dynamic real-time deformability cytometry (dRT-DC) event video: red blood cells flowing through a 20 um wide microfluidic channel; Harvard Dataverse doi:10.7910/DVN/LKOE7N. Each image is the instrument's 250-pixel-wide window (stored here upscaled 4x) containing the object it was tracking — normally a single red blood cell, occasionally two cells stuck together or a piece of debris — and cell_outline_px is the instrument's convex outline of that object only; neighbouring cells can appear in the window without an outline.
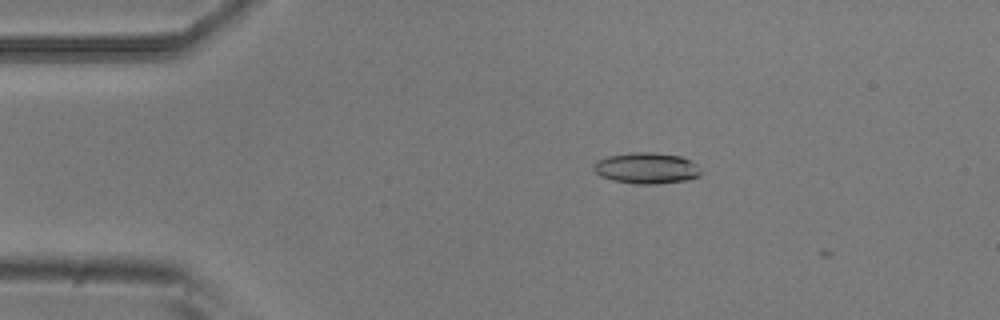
{"species": "common noctule bat (a hibernating species)", "species_latin": "Nyctalus noctula", "temperature_condition": "room temperature", "stored_images_in_passage": 3, "camera_frame_rate_fps": 3000, "um_per_image_px": 0.085, "animal": {"sex": "male", "body_mass_g": 20.5, "forearm_length_mm": 52.5}, "frame": {"image": 1, "passage_image": 2, "time_ms": 0.333, "image_size_px": [1000, 320], "cell_outline_px": [[704, 172], [700, 176], [688, 180], [656, 184], [636, 184], [612, 180], [600, 176], [592, 168], [592, 164], [596, 160], [608, 156], [632, 152], [656, 152], [680, 156], [692, 160]], "centroid_in_image_um": [54.98, 14.29], "position_along_channel_um": 30.0, "area_um2": 19.83}}